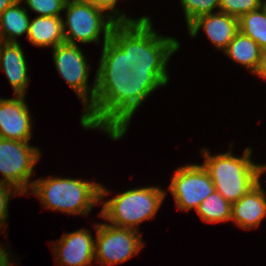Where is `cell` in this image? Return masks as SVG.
Returning a JSON list of instances; mask_svg holds the SVG:
<instances>
[{"label":"cell","instance_id":"6da1fadb","mask_svg":"<svg viewBox=\"0 0 266 266\" xmlns=\"http://www.w3.org/2000/svg\"><path fill=\"white\" fill-rule=\"evenodd\" d=\"M129 66L127 54L110 38L103 45L94 99L81 116L82 127L120 139L143 101L169 82L168 72L130 71Z\"/></svg>","mask_w":266,"mask_h":266},{"label":"cell","instance_id":"7a4b0ae2","mask_svg":"<svg viewBox=\"0 0 266 266\" xmlns=\"http://www.w3.org/2000/svg\"><path fill=\"white\" fill-rule=\"evenodd\" d=\"M151 19L142 16L128 23H117L111 39L127 54L130 71L168 72L167 63L180 43L173 37L159 35Z\"/></svg>","mask_w":266,"mask_h":266},{"label":"cell","instance_id":"3957f363","mask_svg":"<svg viewBox=\"0 0 266 266\" xmlns=\"http://www.w3.org/2000/svg\"><path fill=\"white\" fill-rule=\"evenodd\" d=\"M201 151L205 158L202 165L210 174L215 191L231 204L257 185L260 182V175L266 172V165L252 162L250 148L244 150L242 157H235L231 150L215 156H211L207 149Z\"/></svg>","mask_w":266,"mask_h":266},{"label":"cell","instance_id":"277c9868","mask_svg":"<svg viewBox=\"0 0 266 266\" xmlns=\"http://www.w3.org/2000/svg\"><path fill=\"white\" fill-rule=\"evenodd\" d=\"M33 182L31 191L45 208L70 215H88L109 193L102 185L81 179L51 177Z\"/></svg>","mask_w":266,"mask_h":266},{"label":"cell","instance_id":"5b68a950","mask_svg":"<svg viewBox=\"0 0 266 266\" xmlns=\"http://www.w3.org/2000/svg\"><path fill=\"white\" fill-rule=\"evenodd\" d=\"M165 195L155 186L130 189L104 202L99 216L113 226L140 231L138 225L155 216Z\"/></svg>","mask_w":266,"mask_h":266},{"label":"cell","instance_id":"8992f818","mask_svg":"<svg viewBox=\"0 0 266 266\" xmlns=\"http://www.w3.org/2000/svg\"><path fill=\"white\" fill-rule=\"evenodd\" d=\"M66 20H63L65 43L76 45L99 43L103 31V45L110 39L117 22L105 11L89 4L68 0L65 3ZM77 41V42H76Z\"/></svg>","mask_w":266,"mask_h":266},{"label":"cell","instance_id":"52a82bcc","mask_svg":"<svg viewBox=\"0 0 266 266\" xmlns=\"http://www.w3.org/2000/svg\"><path fill=\"white\" fill-rule=\"evenodd\" d=\"M28 141L0 138V184L15 187L19 192L29 194L34 182H29L33 168L40 159V150Z\"/></svg>","mask_w":266,"mask_h":266},{"label":"cell","instance_id":"ba28073f","mask_svg":"<svg viewBox=\"0 0 266 266\" xmlns=\"http://www.w3.org/2000/svg\"><path fill=\"white\" fill-rule=\"evenodd\" d=\"M94 227L95 259L103 266L125 262L138 254L144 246L139 231L107 223H100Z\"/></svg>","mask_w":266,"mask_h":266},{"label":"cell","instance_id":"9c48e42d","mask_svg":"<svg viewBox=\"0 0 266 266\" xmlns=\"http://www.w3.org/2000/svg\"><path fill=\"white\" fill-rule=\"evenodd\" d=\"M52 50L57 71L76 92L85 110L93 102L96 88V80L93 86L88 87L90 65L87 64L85 55L77 44L63 43Z\"/></svg>","mask_w":266,"mask_h":266},{"label":"cell","instance_id":"30bf717a","mask_svg":"<svg viewBox=\"0 0 266 266\" xmlns=\"http://www.w3.org/2000/svg\"><path fill=\"white\" fill-rule=\"evenodd\" d=\"M180 210H197L201 202L215 191L210 174L203 165L189 164L175 171L169 188Z\"/></svg>","mask_w":266,"mask_h":266},{"label":"cell","instance_id":"8fae6325","mask_svg":"<svg viewBox=\"0 0 266 266\" xmlns=\"http://www.w3.org/2000/svg\"><path fill=\"white\" fill-rule=\"evenodd\" d=\"M25 95L0 98V138L28 141L31 138V115Z\"/></svg>","mask_w":266,"mask_h":266},{"label":"cell","instance_id":"7c38bea8","mask_svg":"<svg viewBox=\"0 0 266 266\" xmlns=\"http://www.w3.org/2000/svg\"><path fill=\"white\" fill-rule=\"evenodd\" d=\"M53 248L61 266H90L95 259V240L86 229L65 233Z\"/></svg>","mask_w":266,"mask_h":266},{"label":"cell","instance_id":"4fadbf2b","mask_svg":"<svg viewBox=\"0 0 266 266\" xmlns=\"http://www.w3.org/2000/svg\"><path fill=\"white\" fill-rule=\"evenodd\" d=\"M187 27L191 37H195L200 28H203L211 43L222 51L239 31L238 18L221 11L200 15Z\"/></svg>","mask_w":266,"mask_h":266},{"label":"cell","instance_id":"5bb4252c","mask_svg":"<svg viewBox=\"0 0 266 266\" xmlns=\"http://www.w3.org/2000/svg\"><path fill=\"white\" fill-rule=\"evenodd\" d=\"M260 183L232 203L231 220L242 229L257 228L266 217V194Z\"/></svg>","mask_w":266,"mask_h":266},{"label":"cell","instance_id":"9a60e30c","mask_svg":"<svg viewBox=\"0 0 266 266\" xmlns=\"http://www.w3.org/2000/svg\"><path fill=\"white\" fill-rule=\"evenodd\" d=\"M0 69L5 72L14 89V95H25L30 77L27 74V63L19 42L2 44Z\"/></svg>","mask_w":266,"mask_h":266},{"label":"cell","instance_id":"2e32d148","mask_svg":"<svg viewBox=\"0 0 266 266\" xmlns=\"http://www.w3.org/2000/svg\"><path fill=\"white\" fill-rule=\"evenodd\" d=\"M63 17L37 16L30 21L27 39L38 47H52L65 43Z\"/></svg>","mask_w":266,"mask_h":266},{"label":"cell","instance_id":"e0dca14e","mask_svg":"<svg viewBox=\"0 0 266 266\" xmlns=\"http://www.w3.org/2000/svg\"><path fill=\"white\" fill-rule=\"evenodd\" d=\"M17 0L0 15V36L4 42L18 43L17 38L28 35L30 18L26 8H21Z\"/></svg>","mask_w":266,"mask_h":266},{"label":"cell","instance_id":"ac0fdd59","mask_svg":"<svg viewBox=\"0 0 266 266\" xmlns=\"http://www.w3.org/2000/svg\"><path fill=\"white\" fill-rule=\"evenodd\" d=\"M262 51L252 38L238 31L223 52L254 73L258 68Z\"/></svg>","mask_w":266,"mask_h":266},{"label":"cell","instance_id":"d6986e66","mask_svg":"<svg viewBox=\"0 0 266 266\" xmlns=\"http://www.w3.org/2000/svg\"><path fill=\"white\" fill-rule=\"evenodd\" d=\"M231 209L232 204L214 191L201 202L196 212L207 223H219L231 220Z\"/></svg>","mask_w":266,"mask_h":266},{"label":"cell","instance_id":"ffe728a7","mask_svg":"<svg viewBox=\"0 0 266 266\" xmlns=\"http://www.w3.org/2000/svg\"><path fill=\"white\" fill-rule=\"evenodd\" d=\"M239 31L252 38L262 50H266V13L261 7L238 19Z\"/></svg>","mask_w":266,"mask_h":266},{"label":"cell","instance_id":"44dd1931","mask_svg":"<svg viewBox=\"0 0 266 266\" xmlns=\"http://www.w3.org/2000/svg\"><path fill=\"white\" fill-rule=\"evenodd\" d=\"M188 26L198 16L213 13L219 9V0H180Z\"/></svg>","mask_w":266,"mask_h":266},{"label":"cell","instance_id":"7402d4cb","mask_svg":"<svg viewBox=\"0 0 266 266\" xmlns=\"http://www.w3.org/2000/svg\"><path fill=\"white\" fill-rule=\"evenodd\" d=\"M263 0H219V11L240 18L262 7Z\"/></svg>","mask_w":266,"mask_h":266},{"label":"cell","instance_id":"603a6c76","mask_svg":"<svg viewBox=\"0 0 266 266\" xmlns=\"http://www.w3.org/2000/svg\"><path fill=\"white\" fill-rule=\"evenodd\" d=\"M23 1V0H21ZM31 11L38 13V16L61 17L60 12L64 11V0H26Z\"/></svg>","mask_w":266,"mask_h":266},{"label":"cell","instance_id":"cb8c5ba5","mask_svg":"<svg viewBox=\"0 0 266 266\" xmlns=\"http://www.w3.org/2000/svg\"><path fill=\"white\" fill-rule=\"evenodd\" d=\"M75 1L93 5L103 11H106L107 14H109L117 23H128V22H133L137 20V19H132L130 17H127L125 16V14L121 12L119 13L120 11L119 8L118 9L115 8L118 0H75Z\"/></svg>","mask_w":266,"mask_h":266},{"label":"cell","instance_id":"d4e9b609","mask_svg":"<svg viewBox=\"0 0 266 266\" xmlns=\"http://www.w3.org/2000/svg\"><path fill=\"white\" fill-rule=\"evenodd\" d=\"M15 194V195H14ZM22 195L15 187L6 184H0V228H3L6 224L8 217V202L11 195Z\"/></svg>","mask_w":266,"mask_h":266},{"label":"cell","instance_id":"484cf974","mask_svg":"<svg viewBox=\"0 0 266 266\" xmlns=\"http://www.w3.org/2000/svg\"><path fill=\"white\" fill-rule=\"evenodd\" d=\"M253 74L266 79V50L262 51L258 68Z\"/></svg>","mask_w":266,"mask_h":266},{"label":"cell","instance_id":"4316f807","mask_svg":"<svg viewBox=\"0 0 266 266\" xmlns=\"http://www.w3.org/2000/svg\"><path fill=\"white\" fill-rule=\"evenodd\" d=\"M5 250L3 247L0 248V266H12L11 264L13 263L9 259V252Z\"/></svg>","mask_w":266,"mask_h":266},{"label":"cell","instance_id":"83f0119b","mask_svg":"<svg viewBox=\"0 0 266 266\" xmlns=\"http://www.w3.org/2000/svg\"><path fill=\"white\" fill-rule=\"evenodd\" d=\"M17 0H0V15Z\"/></svg>","mask_w":266,"mask_h":266},{"label":"cell","instance_id":"f1b7e54d","mask_svg":"<svg viewBox=\"0 0 266 266\" xmlns=\"http://www.w3.org/2000/svg\"><path fill=\"white\" fill-rule=\"evenodd\" d=\"M262 8H263V10H264L265 13H266V0H263V1H262Z\"/></svg>","mask_w":266,"mask_h":266},{"label":"cell","instance_id":"f546056e","mask_svg":"<svg viewBox=\"0 0 266 266\" xmlns=\"http://www.w3.org/2000/svg\"><path fill=\"white\" fill-rule=\"evenodd\" d=\"M3 43H4V41H3V39L0 36V49H1V46H2Z\"/></svg>","mask_w":266,"mask_h":266}]
</instances>
